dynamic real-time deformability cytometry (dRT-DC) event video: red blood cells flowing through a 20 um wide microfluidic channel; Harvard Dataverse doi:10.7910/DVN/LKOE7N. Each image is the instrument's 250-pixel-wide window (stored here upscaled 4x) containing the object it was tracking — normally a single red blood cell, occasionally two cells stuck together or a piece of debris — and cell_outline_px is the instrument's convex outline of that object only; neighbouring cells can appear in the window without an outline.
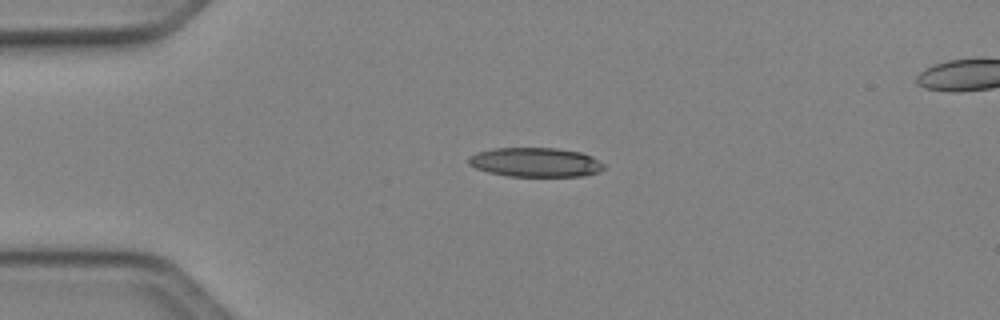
{"species": "Egyptian fruit bat (a non-hibernating species)", "species_latin": "Rousettus aegyptiacus", "temperature_condition": "cold", "stored_images_in_passage": 38, "camera_frame_rate_fps": 3000, "um_per_image_px": 0.085, "animal": {"sex": "female"}, "frame": {"image": 1, "passage_image": 1, "time_ms": 0.0, "image_size_px": [1000, 320], "cell_outline_px": [[604, 168], [600, 172], [584, 176], [508, 176], [488, 172], [476, 168], [468, 164], [468, 156], [476, 152], [492, 148], [556, 148], [580, 152], [592, 156], [604, 164]], "centroid_in_image_um": [45.5, 13.79], "position_along_channel_um": 39.5, "area_um2": 23.24}}
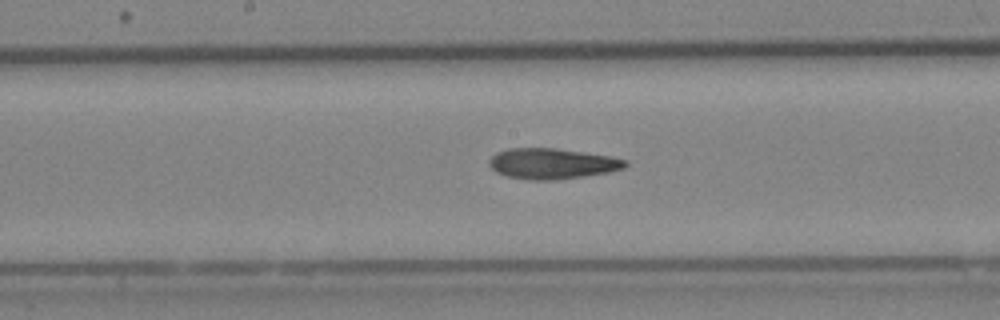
{"frame": {"image": 2, "passage_image": 15, "time_ms": 4.667, "image_size_px": [1000, 320], "cell_outline_px": [[628, 164], [624, 168], [608, 172], [584, 176], [556, 180], [532, 180], [508, 176], [496, 172], [488, 164], [488, 160], [496, 152], [508, 148], [556, 148], [612, 156], [628, 160]], "centroid_in_image_um": [46.94, 13.9], "position_along_channel_um": 201.3, "area_um2": 24.39}}
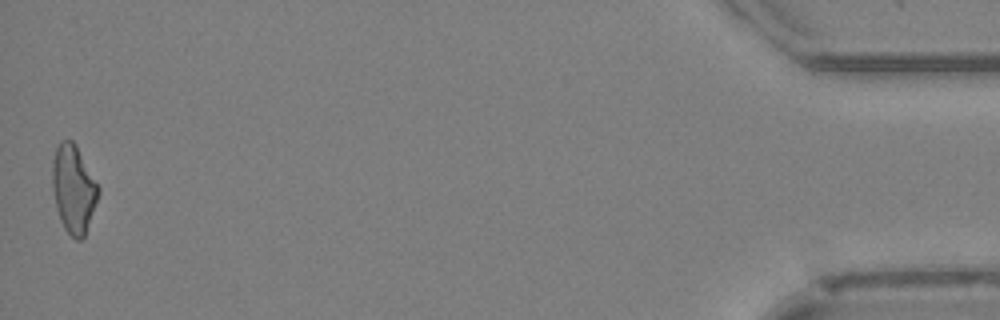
{"frame": {"image": 3, "passage_image": 38, "time_ms": 12.333, "image_size_px": [1000, 320], "cell_outline_px": [[100, 192], [84, 236], [80, 240], [76, 240], [64, 228], [60, 220], [56, 208], [52, 188], [52, 160], [56, 148], [60, 140], [72, 140], [76, 144], [100, 188]], "centroid_in_image_um": [6.24, 16.03], "position_along_channel_um": 429.0, "area_um2": 23.58}, "authors_computed_cell_mechanics": {"area_um2": 23.7558, "velocity_mm_per_s": 4.1677, "shape_relaxation_time_tau1_ms": null, "shape_relaxation_time_tau2_ms": 10.7299, "deformation_change_tau1": null, "deformation_change_tau2": 0.2582}}